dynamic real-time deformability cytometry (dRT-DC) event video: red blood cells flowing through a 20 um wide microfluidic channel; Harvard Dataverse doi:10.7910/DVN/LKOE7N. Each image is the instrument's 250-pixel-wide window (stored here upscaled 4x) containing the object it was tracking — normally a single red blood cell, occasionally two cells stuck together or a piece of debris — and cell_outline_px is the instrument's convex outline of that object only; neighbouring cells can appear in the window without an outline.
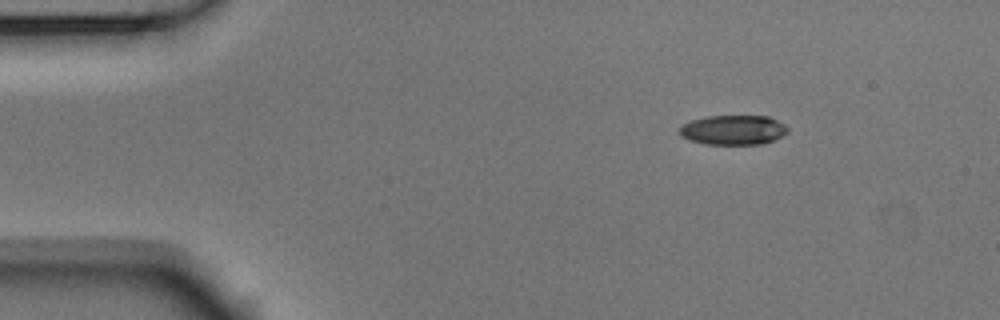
{"species": "Egyptian fruit bat (a non-hibernating species)", "species_latin": "Rousettus aegyptiacus", "temperature_condition": "room temperature", "stored_images_in_passage": 47, "camera_frame_rate_fps": 3000, "um_per_image_px": 0.085, "animal": {"sex": "male"}, "frame": {"image": 1, "passage_image": 1, "time_ms": 0.0, "image_size_px": [1000, 320], "cell_outline_px": [[788, 132], [784, 136], [764, 144], [704, 144], [688, 140], [680, 136], [680, 128], [684, 124], [692, 120], [708, 116], [768, 116], [784, 124], [788, 128]], "centroid_in_image_um": [62.35, 11.06], "position_along_channel_um": 22.7, "area_um2": 18.79}}
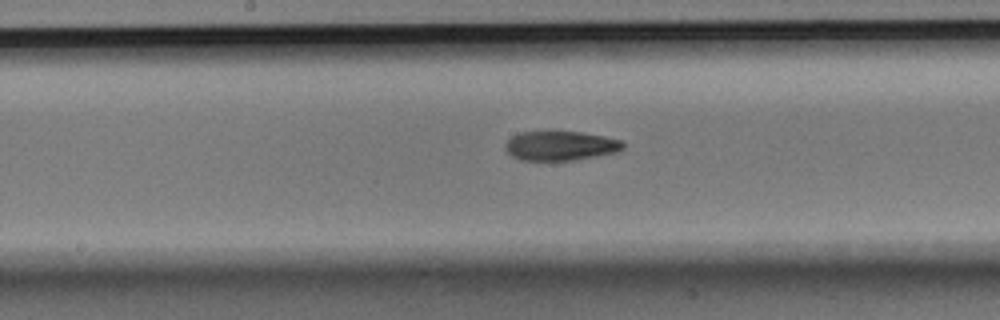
{"frame": {"image": 2, "passage_image": 21, "time_ms": 6.667, "image_size_px": [1000, 320], "cell_outline_px": [[624, 148], [616, 152], [572, 160], [520, 160], [512, 156], [504, 148], [504, 144], [512, 136], [520, 132], [580, 132], [604, 136], [620, 140], [624, 144]], "centroid_in_image_um": [47.61, 12.39], "position_along_channel_um": 200.6, "area_um2": 19.94}}
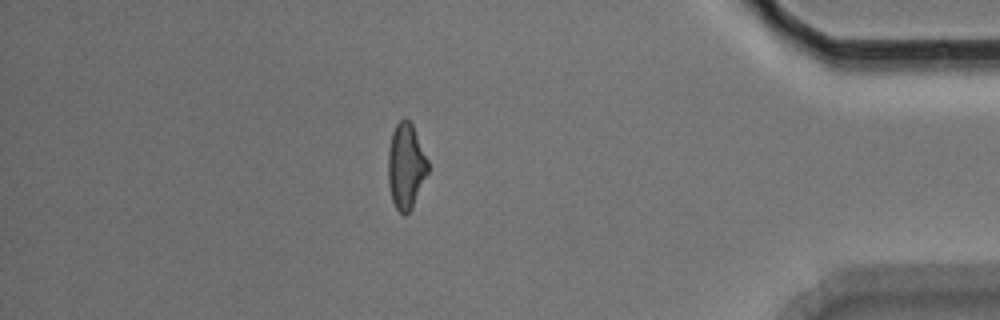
{"frame": {"image": 3, "passage_image": 40, "time_ms": 13.0, "image_size_px": [1000, 320], "cell_outline_px": [[428, 172], [412, 208], [404, 216], [396, 208], [392, 200], [388, 184], [388, 148], [392, 132], [396, 124], [404, 116], [412, 124], [428, 160]], "centroid_in_image_um": [34.49, 14.11], "position_along_channel_um": 400.7, "area_um2": 19.88}, "authors_computed_cell_mechanics": {"area_um2": 20.4034, "velocity_mm_per_s": 3.7681, "shape_relaxation_time_tau1_ms": 6.2919, "shape_relaxation_time_tau2_ms": 3.1417, "deformation_change_tau1": 0.2086, "deformation_change_tau2": 0.1055}}